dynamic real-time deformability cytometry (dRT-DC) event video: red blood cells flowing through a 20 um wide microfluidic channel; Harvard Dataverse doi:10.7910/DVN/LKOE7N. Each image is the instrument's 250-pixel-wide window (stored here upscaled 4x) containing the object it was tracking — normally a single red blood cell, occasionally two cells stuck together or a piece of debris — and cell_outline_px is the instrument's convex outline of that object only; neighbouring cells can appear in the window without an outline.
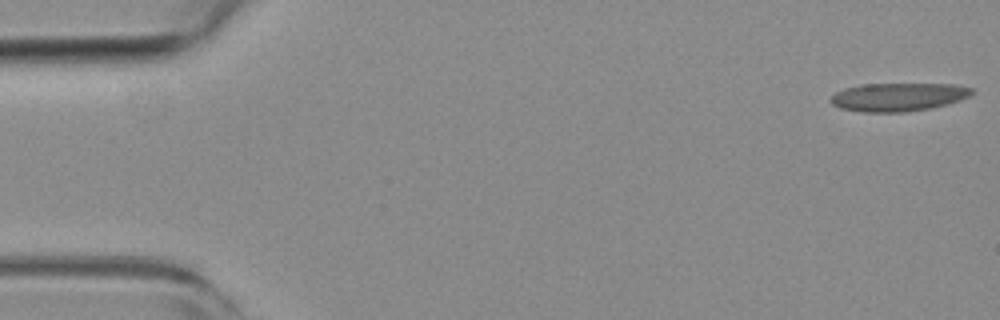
{"species": "common noctule bat (a hibernating species)", "species_latin": "Nyctalus noctula", "temperature_condition": "room temperature", "stored_images_in_passage": 54, "camera_frame_rate_fps": 3000, "um_per_image_px": 0.085, "animal": {"sex": "female", "body_mass_g": 19.3, "forearm_length_mm": 54.1}, "frame": {"image": 1, "passage_image": 1, "time_ms": 0.0, "image_size_px": [1000, 320], "cell_outline_px": [[972, 92], [968, 96], [960, 100], [928, 108], [904, 112], [864, 112], [840, 108], [832, 104], [828, 100], [836, 92], [844, 88], [860, 84], [952, 84], [972, 88]], "centroid_in_image_um": [76.28, 8.24], "position_along_channel_um": 8.7, "area_um2": 23.06}}
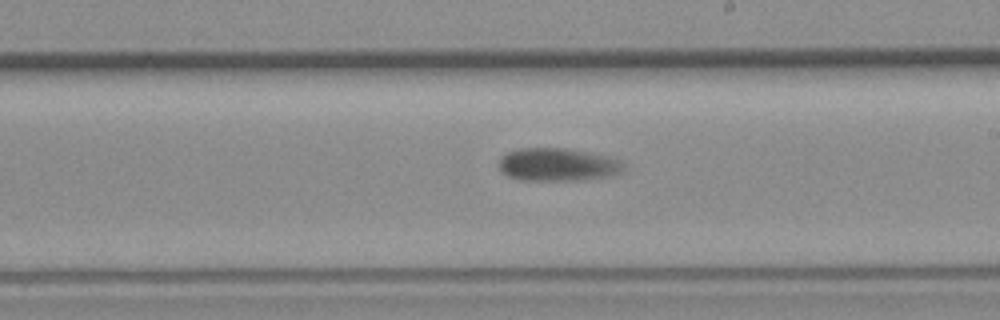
{"frame": {"image": 2, "passage_image": 31, "time_ms": 10.0, "image_size_px": [1000, 320], "cell_outline_px": [[624, 168], [620, 172], [608, 176], [584, 180], [520, 180], [508, 176], [500, 172], [500, 156], [508, 152], [520, 148], [564, 148], [584, 152], [620, 160], [624, 164]], "centroid_in_image_um": [47.35, 14.0], "position_along_channel_um": 241.7, "area_um2": 23.7}}
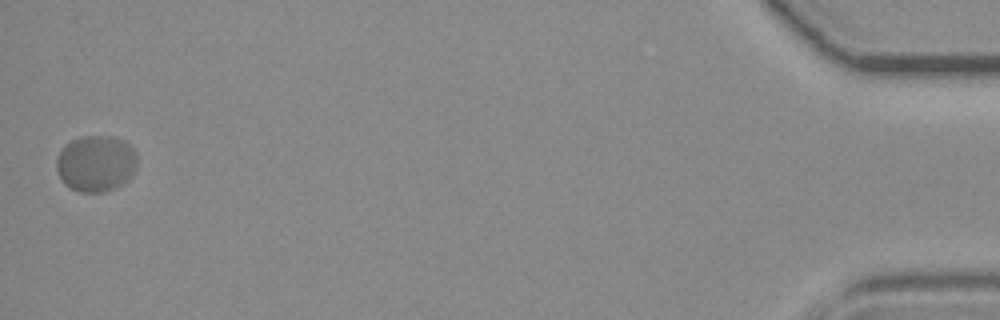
{"frame": {"image": 3, "passage_image": 54, "time_ms": 17.667, "image_size_px": [1000, 320], "cell_outline_px": [[136, 168], [120, 184], [104, 192], [80, 192], [68, 188], [60, 180], [56, 168], [56, 160], [64, 144], [72, 140], [84, 136], [112, 136], [124, 140], [136, 152]], "centroid_in_image_um": [8.1, 13.88], "position_along_channel_um": 427.1, "area_um2": 26.41}, "authors_computed_cell_mechanics": {"area_um2": 23.7558, "velocity_mm_per_s": 3.7141, "shape_relaxation_time_tau1_ms": 7.8706, "shape_relaxation_time_tau2_ms": null, "deformation_change_tau1": 0.1662, "deformation_change_tau2": null}}